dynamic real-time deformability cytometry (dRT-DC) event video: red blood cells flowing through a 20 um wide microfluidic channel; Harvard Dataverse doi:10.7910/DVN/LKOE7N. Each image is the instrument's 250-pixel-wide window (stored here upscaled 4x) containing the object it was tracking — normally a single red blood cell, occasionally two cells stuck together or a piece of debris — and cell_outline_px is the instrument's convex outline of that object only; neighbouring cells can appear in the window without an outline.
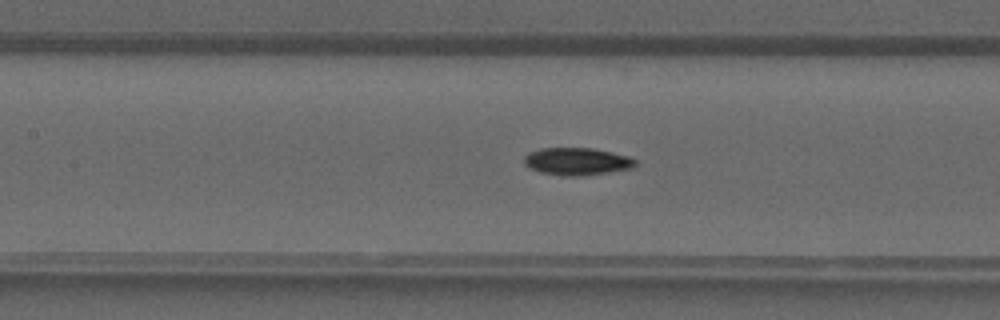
{"species": "common noctule bat (a hibernating species)", "species_latin": "Nyctalus noctula", "temperature_condition": "warm", "stored_images_in_passage": 34, "camera_frame_rate_fps": 3000, "um_per_image_px": 0.085, "animal": {"sex": "male", "forearm_length_mm": 52.5}, "frame": {"image": 1, "passage_image": 14, "time_ms": 4.333, "image_size_px": [1000, 320], "cell_outline_px": [[636, 164], [632, 168], [608, 172], [580, 176], [564, 176], [540, 172], [528, 168], [524, 164], [524, 156], [528, 152], [540, 148], [592, 148], [612, 152], [628, 156], [636, 160]], "centroid_in_image_um": [49.0, 13.72], "position_along_channel_um": 158.4, "area_um2": 17.86}}
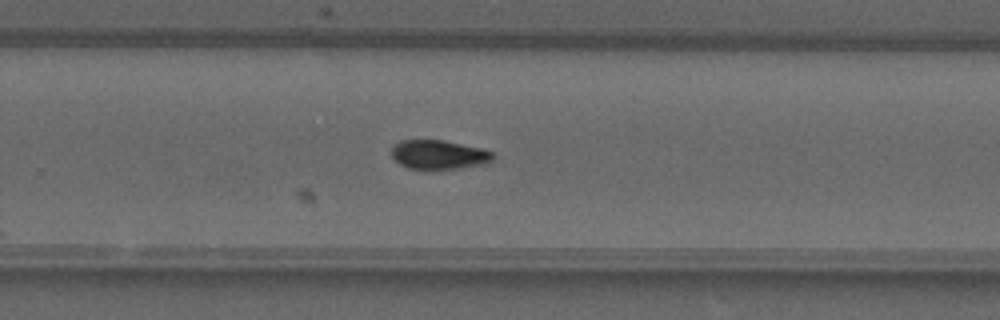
{"frame": {"image": 2, "passage_image": 22, "time_ms": 7.0, "image_size_px": [1000, 320], "cell_outline_px": [[496, 156], [488, 164], [456, 168], [408, 168], [400, 164], [392, 156], [392, 148], [400, 140], [444, 140], [480, 148], [492, 152]], "centroid_in_image_um": [37.33, 13.13], "position_along_channel_um": 292.5, "area_um2": 16.99}}
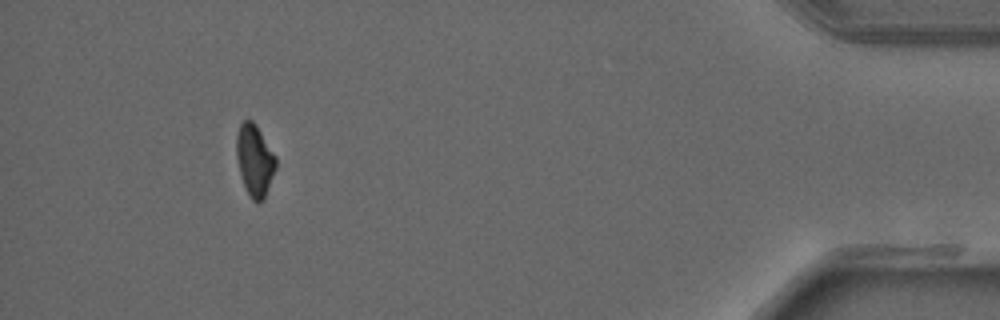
{"frame": {"image": 3, "passage_image": 33, "time_ms": 10.667, "image_size_px": [1000, 320], "cell_outline_px": [[276, 168], [264, 200], [256, 204], [252, 200], [244, 184], [240, 172], [236, 156], [236, 136], [240, 124], [244, 120], [252, 120], [256, 124], [276, 156]], "centroid_in_image_um": [21.66, 13.62], "position_along_channel_um": 413.5, "area_um2": 16.47}}